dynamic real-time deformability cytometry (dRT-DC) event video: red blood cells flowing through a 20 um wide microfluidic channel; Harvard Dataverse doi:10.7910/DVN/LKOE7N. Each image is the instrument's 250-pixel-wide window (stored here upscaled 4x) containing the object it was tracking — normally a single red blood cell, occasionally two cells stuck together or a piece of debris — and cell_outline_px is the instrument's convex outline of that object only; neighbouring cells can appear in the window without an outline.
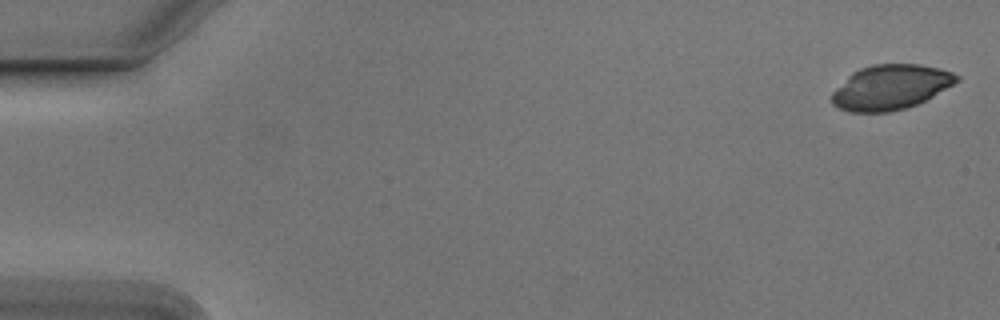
{"species": "Egyptian fruit bat (a non-hibernating species)", "species_latin": "Rousettus aegyptiacus", "temperature_condition": "cold", "stored_images_in_passage": 53, "camera_frame_rate_fps": 3000, "um_per_image_px": 0.085, "animal": {"sex": "male"}, "frame": {"image": 1, "passage_image": 1, "time_ms": 0.0, "image_size_px": [1000, 320], "cell_outline_px": [[960, 80], [932, 96], [916, 104], [904, 108], [888, 112], [852, 112], [840, 108], [832, 104], [832, 92], [852, 72], [860, 68], [872, 64], [920, 64], [940, 68], [952, 72], [960, 76]], "centroid_in_image_um": [75.7, 7.4], "position_along_channel_um": 9.3, "area_um2": 32.37}}